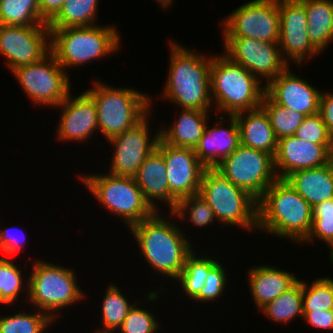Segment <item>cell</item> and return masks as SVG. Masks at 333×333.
Returning a JSON list of instances; mask_svg holds the SVG:
<instances>
[{"instance_id":"1","label":"cell","mask_w":333,"mask_h":333,"mask_svg":"<svg viewBox=\"0 0 333 333\" xmlns=\"http://www.w3.org/2000/svg\"><path fill=\"white\" fill-rule=\"evenodd\" d=\"M168 214L155 211L147 219L133 225L128 233L134 237L146 266L152 269V277L155 273V277L164 276L166 281L174 282L185 265L186 257L195 247L191 236L184 234V227L179 221L174 222L177 220L175 215L170 211Z\"/></svg>"},{"instance_id":"2","label":"cell","mask_w":333,"mask_h":333,"mask_svg":"<svg viewBox=\"0 0 333 333\" xmlns=\"http://www.w3.org/2000/svg\"><path fill=\"white\" fill-rule=\"evenodd\" d=\"M168 72L161 91V100L173 103L176 109L214 111L211 100L210 67L213 54L195 52L169 40ZM192 49V50H191ZM212 107V109H211Z\"/></svg>"},{"instance_id":"3","label":"cell","mask_w":333,"mask_h":333,"mask_svg":"<svg viewBox=\"0 0 333 333\" xmlns=\"http://www.w3.org/2000/svg\"><path fill=\"white\" fill-rule=\"evenodd\" d=\"M312 219V206L285 179L278 178L258 200L257 232L279 241L300 244L310 232Z\"/></svg>"},{"instance_id":"4","label":"cell","mask_w":333,"mask_h":333,"mask_svg":"<svg viewBox=\"0 0 333 333\" xmlns=\"http://www.w3.org/2000/svg\"><path fill=\"white\" fill-rule=\"evenodd\" d=\"M122 34L115 25L50 28L51 52L68 73V69L116 55L122 48ZM117 52V53H116Z\"/></svg>"},{"instance_id":"5","label":"cell","mask_w":333,"mask_h":333,"mask_svg":"<svg viewBox=\"0 0 333 333\" xmlns=\"http://www.w3.org/2000/svg\"><path fill=\"white\" fill-rule=\"evenodd\" d=\"M210 85L213 113L226 117L260 108L265 94L264 84L223 52L213 53Z\"/></svg>"},{"instance_id":"6","label":"cell","mask_w":333,"mask_h":333,"mask_svg":"<svg viewBox=\"0 0 333 333\" xmlns=\"http://www.w3.org/2000/svg\"><path fill=\"white\" fill-rule=\"evenodd\" d=\"M27 305L46 312L55 321L62 318L63 309L88 299L77 281L74 268L50 263L39 258H30ZM82 301V302H80ZM62 315V316H61Z\"/></svg>"},{"instance_id":"7","label":"cell","mask_w":333,"mask_h":333,"mask_svg":"<svg viewBox=\"0 0 333 333\" xmlns=\"http://www.w3.org/2000/svg\"><path fill=\"white\" fill-rule=\"evenodd\" d=\"M93 80L85 92L96 104L98 131L106 141L132 128L151 111L150 94Z\"/></svg>"},{"instance_id":"8","label":"cell","mask_w":333,"mask_h":333,"mask_svg":"<svg viewBox=\"0 0 333 333\" xmlns=\"http://www.w3.org/2000/svg\"><path fill=\"white\" fill-rule=\"evenodd\" d=\"M87 191L106 211L119 217L129 230L155 211L146 202L134 177L106 173H84L78 177Z\"/></svg>"},{"instance_id":"9","label":"cell","mask_w":333,"mask_h":333,"mask_svg":"<svg viewBox=\"0 0 333 333\" xmlns=\"http://www.w3.org/2000/svg\"><path fill=\"white\" fill-rule=\"evenodd\" d=\"M199 194L212 208L218 223L222 224L220 228L236 226L247 233H256L258 201L215 168L204 170Z\"/></svg>"},{"instance_id":"10","label":"cell","mask_w":333,"mask_h":333,"mask_svg":"<svg viewBox=\"0 0 333 333\" xmlns=\"http://www.w3.org/2000/svg\"><path fill=\"white\" fill-rule=\"evenodd\" d=\"M34 106L55 109L71 93V74L50 51L40 61L16 67L10 72Z\"/></svg>"},{"instance_id":"11","label":"cell","mask_w":333,"mask_h":333,"mask_svg":"<svg viewBox=\"0 0 333 333\" xmlns=\"http://www.w3.org/2000/svg\"><path fill=\"white\" fill-rule=\"evenodd\" d=\"M215 169L257 201L278 179L274 168V157L271 154L242 144L224 158Z\"/></svg>"},{"instance_id":"12","label":"cell","mask_w":333,"mask_h":333,"mask_svg":"<svg viewBox=\"0 0 333 333\" xmlns=\"http://www.w3.org/2000/svg\"><path fill=\"white\" fill-rule=\"evenodd\" d=\"M220 23L223 29L221 37H250L262 42H278V0L247 1L234 8Z\"/></svg>"},{"instance_id":"13","label":"cell","mask_w":333,"mask_h":333,"mask_svg":"<svg viewBox=\"0 0 333 333\" xmlns=\"http://www.w3.org/2000/svg\"><path fill=\"white\" fill-rule=\"evenodd\" d=\"M152 98L151 111L140 122L107 141L113 149L112 158L109 159L111 163L109 162L108 173L134 177L144 160L156 149L160 138V128L157 127V131L154 130L155 133H153L149 123L150 116H153L152 106L155 101Z\"/></svg>"},{"instance_id":"14","label":"cell","mask_w":333,"mask_h":333,"mask_svg":"<svg viewBox=\"0 0 333 333\" xmlns=\"http://www.w3.org/2000/svg\"><path fill=\"white\" fill-rule=\"evenodd\" d=\"M221 39L223 53L252 73L264 86L289 66L282 58L278 42H262L250 37Z\"/></svg>"},{"instance_id":"15","label":"cell","mask_w":333,"mask_h":333,"mask_svg":"<svg viewBox=\"0 0 333 333\" xmlns=\"http://www.w3.org/2000/svg\"><path fill=\"white\" fill-rule=\"evenodd\" d=\"M279 46L282 58L289 65L302 68L322 53L310 42L304 5L299 0H278ZM291 62V64H290ZM302 65V66H301Z\"/></svg>"},{"instance_id":"16","label":"cell","mask_w":333,"mask_h":333,"mask_svg":"<svg viewBox=\"0 0 333 333\" xmlns=\"http://www.w3.org/2000/svg\"><path fill=\"white\" fill-rule=\"evenodd\" d=\"M51 51L50 28L44 25L0 24V55L10 72L16 67L40 61Z\"/></svg>"},{"instance_id":"17","label":"cell","mask_w":333,"mask_h":333,"mask_svg":"<svg viewBox=\"0 0 333 333\" xmlns=\"http://www.w3.org/2000/svg\"><path fill=\"white\" fill-rule=\"evenodd\" d=\"M156 150L165 160L170 193L178 201L198 194L206 167L194 149L172 146L159 138Z\"/></svg>"},{"instance_id":"18","label":"cell","mask_w":333,"mask_h":333,"mask_svg":"<svg viewBox=\"0 0 333 333\" xmlns=\"http://www.w3.org/2000/svg\"><path fill=\"white\" fill-rule=\"evenodd\" d=\"M57 108L60 112L54 133L57 142L89 143L93 134L99 133L96 104L85 91L76 96L71 92Z\"/></svg>"},{"instance_id":"19","label":"cell","mask_w":333,"mask_h":333,"mask_svg":"<svg viewBox=\"0 0 333 333\" xmlns=\"http://www.w3.org/2000/svg\"><path fill=\"white\" fill-rule=\"evenodd\" d=\"M291 67L288 66L265 86V94L274 103L305 116L319 113L322 90L315 87L308 78L305 80L299 74L297 75Z\"/></svg>"},{"instance_id":"20","label":"cell","mask_w":333,"mask_h":333,"mask_svg":"<svg viewBox=\"0 0 333 333\" xmlns=\"http://www.w3.org/2000/svg\"><path fill=\"white\" fill-rule=\"evenodd\" d=\"M332 144H314L292 136L278 139L274 168L278 178L285 179L292 172L322 167L330 163Z\"/></svg>"},{"instance_id":"21","label":"cell","mask_w":333,"mask_h":333,"mask_svg":"<svg viewBox=\"0 0 333 333\" xmlns=\"http://www.w3.org/2000/svg\"><path fill=\"white\" fill-rule=\"evenodd\" d=\"M215 116L219 117L218 121H214L216 125H206L203 136L194 149L196 156L206 168H215L240 146V131L235 116L228 115V121L224 115ZM225 121L228 122L227 126L224 125Z\"/></svg>"},{"instance_id":"22","label":"cell","mask_w":333,"mask_h":333,"mask_svg":"<svg viewBox=\"0 0 333 333\" xmlns=\"http://www.w3.org/2000/svg\"><path fill=\"white\" fill-rule=\"evenodd\" d=\"M134 179L154 211H163L161 205L170 212L175 208L178 200L170 193L165 160L156 149L144 160Z\"/></svg>"},{"instance_id":"23","label":"cell","mask_w":333,"mask_h":333,"mask_svg":"<svg viewBox=\"0 0 333 333\" xmlns=\"http://www.w3.org/2000/svg\"><path fill=\"white\" fill-rule=\"evenodd\" d=\"M249 268L246 271L248 279L246 284L258 311L299 280L295 273L293 275V272L280 269L269 263L252 265Z\"/></svg>"},{"instance_id":"24","label":"cell","mask_w":333,"mask_h":333,"mask_svg":"<svg viewBox=\"0 0 333 333\" xmlns=\"http://www.w3.org/2000/svg\"><path fill=\"white\" fill-rule=\"evenodd\" d=\"M180 114L166 127L161 124L160 138L167 144L195 149L209 123L211 112L180 108Z\"/></svg>"},{"instance_id":"25","label":"cell","mask_w":333,"mask_h":333,"mask_svg":"<svg viewBox=\"0 0 333 333\" xmlns=\"http://www.w3.org/2000/svg\"><path fill=\"white\" fill-rule=\"evenodd\" d=\"M234 116L239 126L240 144L267 152L274 157L278 139L266 111L260 107L236 113Z\"/></svg>"},{"instance_id":"26","label":"cell","mask_w":333,"mask_h":333,"mask_svg":"<svg viewBox=\"0 0 333 333\" xmlns=\"http://www.w3.org/2000/svg\"><path fill=\"white\" fill-rule=\"evenodd\" d=\"M285 180L312 208L333 198V166L331 162L322 167L294 171Z\"/></svg>"},{"instance_id":"27","label":"cell","mask_w":333,"mask_h":333,"mask_svg":"<svg viewBox=\"0 0 333 333\" xmlns=\"http://www.w3.org/2000/svg\"><path fill=\"white\" fill-rule=\"evenodd\" d=\"M305 8L310 42L323 53L333 42V0H299Z\"/></svg>"},{"instance_id":"28","label":"cell","mask_w":333,"mask_h":333,"mask_svg":"<svg viewBox=\"0 0 333 333\" xmlns=\"http://www.w3.org/2000/svg\"><path fill=\"white\" fill-rule=\"evenodd\" d=\"M197 250L198 249H194L186 257L185 265L179 277L173 282L174 284H172L177 288L180 285L178 291L182 290L181 292L185 297L187 296L186 300H193L200 293V290L204 287L209 271L219 262L215 255H210L208 252L204 254L202 251L199 253Z\"/></svg>"},{"instance_id":"29","label":"cell","mask_w":333,"mask_h":333,"mask_svg":"<svg viewBox=\"0 0 333 333\" xmlns=\"http://www.w3.org/2000/svg\"><path fill=\"white\" fill-rule=\"evenodd\" d=\"M108 284L100 303L101 316L98 317L102 321L100 322L101 328L97 325L94 333H115L123 323L129 310L138 300L136 299L135 302L132 300L131 302L130 297H126L130 291L123 294L117 284L114 282Z\"/></svg>"},{"instance_id":"30","label":"cell","mask_w":333,"mask_h":333,"mask_svg":"<svg viewBox=\"0 0 333 333\" xmlns=\"http://www.w3.org/2000/svg\"><path fill=\"white\" fill-rule=\"evenodd\" d=\"M265 318L273 321L274 324L281 325L292 323L303 319V300H302V278L278 298L267 303L259 310Z\"/></svg>"},{"instance_id":"31","label":"cell","mask_w":333,"mask_h":333,"mask_svg":"<svg viewBox=\"0 0 333 333\" xmlns=\"http://www.w3.org/2000/svg\"><path fill=\"white\" fill-rule=\"evenodd\" d=\"M20 266L9 257H3L0 260V305L3 308L4 306L11 308V311L13 305L17 306L19 301H21L20 304L24 301L27 303L28 299L29 276L23 274L24 271L19 268ZM19 297H22L23 301L19 300Z\"/></svg>"},{"instance_id":"32","label":"cell","mask_w":333,"mask_h":333,"mask_svg":"<svg viewBox=\"0 0 333 333\" xmlns=\"http://www.w3.org/2000/svg\"><path fill=\"white\" fill-rule=\"evenodd\" d=\"M163 285V286H162ZM166 285L164 282L158 286L160 289L157 291V287H154L153 290L146 292L144 302H136L133 307L129 310L126 318L124 319L121 326L117 329L115 333H160V327L162 326L161 323L157 320L156 312H152V310L147 309L145 307L148 306H141L142 303L148 302L156 303L158 299L160 300L159 294H162L167 288L164 287ZM162 286V287H161ZM156 288V289H155ZM164 289V290H163ZM161 292V293H160ZM147 300V301H146ZM140 305V306H139ZM155 314V315H154ZM159 331V332H158Z\"/></svg>"},{"instance_id":"33","label":"cell","mask_w":333,"mask_h":333,"mask_svg":"<svg viewBox=\"0 0 333 333\" xmlns=\"http://www.w3.org/2000/svg\"><path fill=\"white\" fill-rule=\"evenodd\" d=\"M99 4V0H66L59 12L47 24L49 28L97 25Z\"/></svg>"},{"instance_id":"34","label":"cell","mask_w":333,"mask_h":333,"mask_svg":"<svg viewBox=\"0 0 333 333\" xmlns=\"http://www.w3.org/2000/svg\"><path fill=\"white\" fill-rule=\"evenodd\" d=\"M34 309L32 313L21 309L0 314V333H48L46 330L54 327L57 321L46 312Z\"/></svg>"},{"instance_id":"35","label":"cell","mask_w":333,"mask_h":333,"mask_svg":"<svg viewBox=\"0 0 333 333\" xmlns=\"http://www.w3.org/2000/svg\"><path fill=\"white\" fill-rule=\"evenodd\" d=\"M0 24L44 25L38 0H0Z\"/></svg>"},{"instance_id":"36","label":"cell","mask_w":333,"mask_h":333,"mask_svg":"<svg viewBox=\"0 0 333 333\" xmlns=\"http://www.w3.org/2000/svg\"><path fill=\"white\" fill-rule=\"evenodd\" d=\"M176 218V220L181 222H188V224L197 228L204 229L205 227H210L218 222L212 208L207 203V201L198 193L177 201L175 208L171 211ZM212 225V226H211Z\"/></svg>"},{"instance_id":"37","label":"cell","mask_w":333,"mask_h":333,"mask_svg":"<svg viewBox=\"0 0 333 333\" xmlns=\"http://www.w3.org/2000/svg\"><path fill=\"white\" fill-rule=\"evenodd\" d=\"M325 276L302 280L303 312L333 310V278Z\"/></svg>"},{"instance_id":"38","label":"cell","mask_w":333,"mask_h":333,"mask_svg":"<svg viewBox=\"0 0 333 333\" xmlns=\"http://www.w3.org/2000/svg\"><path fill=\"white\" fill-rule=\"evenodd\" d=\"M261 107L269 115L277 139L294 135L306 117L304 114L274 103L266 94L263 96Z\"/></svg>"},{"instance_id":"39","label":"cell","mask_w":333,"mask_h":333,"mask_svg":"<svg viewBox=\"0 0 333 333\" xmlns=\"http://www.w3.org/2000/svg\"><path fill=\"white\" fill-rule=\"evenodd\" d=\"M312 214L310 232L299 246L304 247V244L314 245L318 240V242H324L331 250L333 248V198L314 206Z\"/></svg>"},{"instance_id":"40","label":"cell","mask_w":333,"mask_h":333,"mask_svg":"<svg viewBox=\"0 0 333 333\" xmlns=\"http://www.w3.org/2000/svg\"><path fill=\"white\" fill-rule=\"evenodd\" d=\"M224 266V262L219 261L210 271L208 274V277L205 281L204 287L200 290V293L191 301L195 302L198 305V303H202L203 305L206 304V306L209 303H216L217 300H220V297L223 295V293L226 292L227 287V281L228 280V269ZM211 301V302H210ZM216 301V302H215ZM214 302V303H213ZM208 303V304H207Z\"/></svg>"},{"instance_id":"41","label":"cell","mask_w":333,"mask_h":333,"mask_svg":"<svg viewBox=\"0 0 333 333\" xmlns=\"http://www.w3.org/2000/svg\"><path fill=\"white\" fill-rule=\"evenodd\" d=\"M295 137L314 144H332L333 135L319 113L306 116L296 130Z\"/></svg>"},{"instance_id":"42","label":"cell","mask_w":333,"mask_h":333,"mask_svg":"<svg viewBox=\"0 0 333 333\" xmlns=\"http://www.w3.org/2000/svg\"><path fill=\"white\" fill-rule=\"evenodd\" d=\"M1 215V214H0ZM1 221V220H0ZM0 222V248L4 257L14 258L20 251L25 252L26 233L19 227H2ZM17 229V230H16ZM21 231H20V230ZM18 231V232H17ZM18 233V234H17ZM22 234V235H21ZM24 249V250H23ZM15 255V256H14Z\"/></svg>"},{"instance_id":"43","label":"cell","mask_w":333,"mask_h":333,"mask_svg":"<svg viewBox=\"0 0 333 333\" xmlns=\"http://www.w3.org/2000/svg\"><path fill=\"white\" fill-rule=\"evenodd\" d=\"M312 328L323 331L333 332V310L303 312V320Z\"/></svg>"},{"instance_id":"44","label":"cell","mask_w":333,"mask_h":333,"mask_svg":"<svg viewBox=\"0 0 333 333\" xmlns=\"http://www.w3.org/2000/svg\"><path fill=\"white\" fill-rule=\"evenodd\" d=\"M330 91L322 90L319 101V114L327 129L333 135V92L332 90Z\"/></svg>"},{"instance_id":"45","label":"cell","mask_w":333,"mask_h":333,"mask_svg":"<svg viewBox=\"0 0 333 333\" xmlns=\"http://www.w3.org/2000/svg\"><path fill=\"white\" fill-rule=\"evenodd\" d=\"M41 17L48 23L61 9L66 0H38Z\"/></svg>"},{"instance_id":"46","label":"cell","mask_w":333,"mask_h":333,"mask_svg":"<svg viewBox=\"0 0 333 333\" xmlns=\"http://www.w3.org/2000/svg\"><path fill=\"white\" fill-rule=\"evenodd\" d=\"M174 0H155L157 2V5H159L162 8V12L167 11L170 7L173 6ZM172 5V6H171Z\"/></svg>"},{"instance_id":"47","label":"cell","mask_w":333,"mask_h":333,"mask_svg":"<svg viewBox=\"0 0 333 333\" xmlns=\"http://www.w3.org/2000/svg\"><path fill=\"white\" fill-rule=\"evenodd\" d=\"M327 255H329V261L333 265V248L330 250L329 254Z\"/></svg>"},{"instance_id":"48","label":"cell","mask_w":333,"mask_h":333,"mask_svg":"<svg viewBox=\"0 0 333 333\" xmlns=\"http://www.w3.org/2000/svg\"><path fill=\"white\" fill-rule=\"evenodd\" d=\"M330 162H331V164L333 166V140H332V146H331Z\"/></svg>"},{"instance_id":"49","label":"cell","mask_w":333,"mask_h":333,"mask_svg":"<svg viewBox=\"0 0 333 333\" xmlns=\"http://www.w3.org/2000/svg\"><path fill=\"white\" fill-rule=\"evenodd\" d=\"M0 260L4 257V255H3V252H2V250H1V248H0Z\"/></svg>"}]
</instances>
